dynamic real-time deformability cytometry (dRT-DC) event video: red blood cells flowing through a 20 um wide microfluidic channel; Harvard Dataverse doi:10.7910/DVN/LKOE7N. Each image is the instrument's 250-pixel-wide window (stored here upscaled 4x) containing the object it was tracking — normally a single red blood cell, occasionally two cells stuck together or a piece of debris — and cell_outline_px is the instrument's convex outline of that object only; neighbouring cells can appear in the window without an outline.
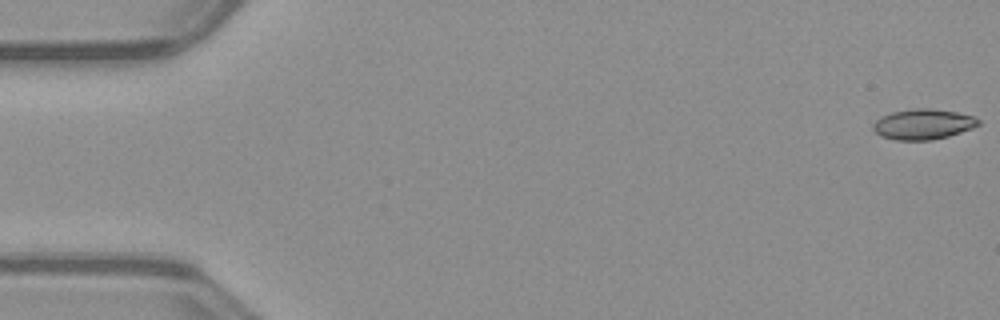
{"species": "common noctule bat (a hibernating species)", "species_latin": "Nyctalus noctula", "temperature_condition": "warm", "stored_images_in_passage": 52, "camera_frame_rate_fps": 3000, "um_per_image_px": 0.085, "animal": {"sex": "male", "body_mass_g": 23.1, "forearm_length_mm": 52.7}, "frame": {"image": 1, "passage_image": 1, "time_ms": 0.0, "image_size_px": [1000, 320], "cell_outline_px": [[980, 124], [972, 128], [948, 136], [932, 140], [896, 140], [880, 136], [872, 128], [872, 124], [880, 116], [892, 112], [916, 108], [928, 108], [956, 112], [972, 116], [980, 120]], "centroid_in_image_um": [78.43, 10.56], "position_along_channel_um": 6.6, "area_um2": 18.61}}
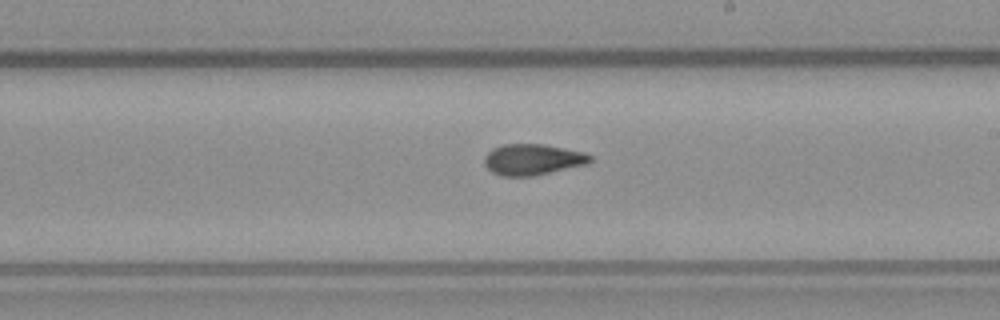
{"frame": {"image": 2, "passage_image": 30, "time_ms": 9.667, "image_size_px": [1000, 320], "cell_outline_px": [[592, 160], [588, 164], [532, 176], [500, 176], [492, 172], [484, 164], [484, 156], [492, 148], [504, 144], [544, 144], [584, 152], [592, 156]], "centroid_in_image_um": [45.27, 13.55], "position_along_channel_um": 243.7, "area_um2": 19.19}}
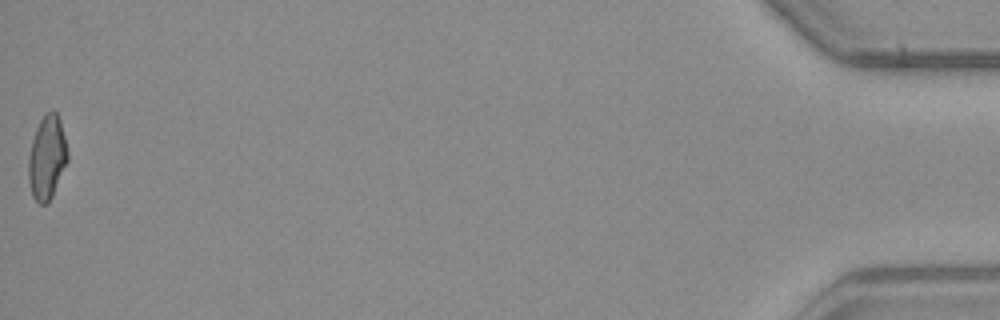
{"frame": {"image": 3, "passage_image": 52, "time_ms": 17.0, "image_size_px": [1000, 320], "cell_outline_px": [[68, 160], [52, 196], [44, 204], [40, 204], [32, 196], [28, 180], [28, 156], [32, 140], [36, 128], [40, 120], [52, 108], [56, 112], [60, 120], [68, 152]], "centroid_in_image_um": [3.98, 13.38], "position_along_channel_um": 431.2, "area_um2": 19.02}, "authors_computed_cell_mechanics": {"area_um2": 18.9584, "velocity_mm_per_s": 4.0135, "shape_relaxation_time_tau1_ms": null, "shape_relaxation_time_tau2_ms": 2.3484, "deformation_change_tau1": null, "deformation_change_tau2": 0.0797}}